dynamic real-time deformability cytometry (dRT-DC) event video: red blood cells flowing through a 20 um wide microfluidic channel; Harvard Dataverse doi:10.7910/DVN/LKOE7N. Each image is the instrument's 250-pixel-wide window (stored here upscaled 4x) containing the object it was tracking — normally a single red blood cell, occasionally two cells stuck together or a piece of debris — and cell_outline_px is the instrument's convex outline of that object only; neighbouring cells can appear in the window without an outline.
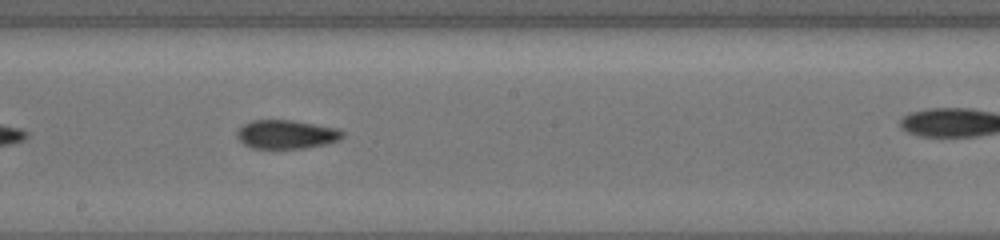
{"species": "common noctule bat (a hibernating species)", "species_latin": "Nyctalus noctula", "temperature_condition": "cold", "stored_images_in_passage": 19, "camera_frame_rate_fps": 3000, "um_per_image_px": 0.085, "animal": {"sex": "female", "body_mass_g": 19.5, "forearm_length_mm": 54.1}, "frame": {"image": 1, "passage_image": 11, "time_ms": 4.0, "image_size_px": [1000, 240], "cell_outline_px": [[344, 136], [340, 140], [328, 144], [304, 148], [252, 148], [244, 144], [236, 136], [236, 132], [244, 124], [252, 120], [292, 120], [336, 128], [344, 132]], "centroid_in_image_um": [24.36, 11.42], "position_along_channel_um": 223.8, "area_um2": 17.69}}